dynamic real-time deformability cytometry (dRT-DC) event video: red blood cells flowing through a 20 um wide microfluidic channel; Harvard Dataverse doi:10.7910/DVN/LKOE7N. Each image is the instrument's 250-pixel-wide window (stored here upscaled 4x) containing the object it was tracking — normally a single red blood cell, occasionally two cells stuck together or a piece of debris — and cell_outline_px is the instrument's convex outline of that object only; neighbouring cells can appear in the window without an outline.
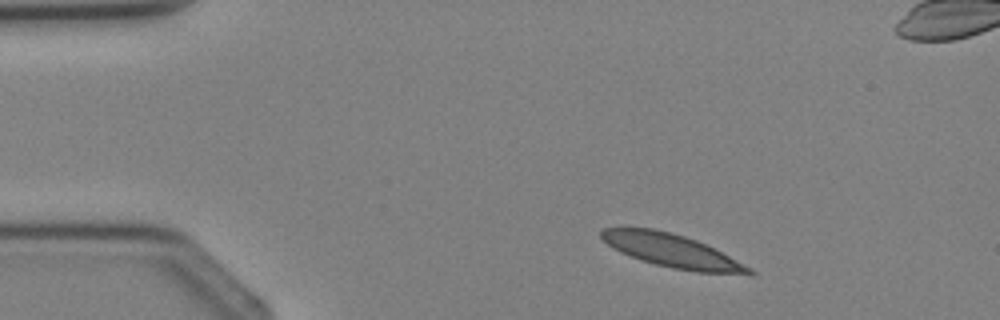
{"species": "Egyptian fruit bat (a non-hibernating species)", "species_latin": "Rousettus aegyptiacus", "temperature_condition": "cold", "stored_images_in_passage": 3, "camera_frame_rate_fps": 3000, "um_per_image_px": 0.085, "animal": {"sex": "female"}, "frame": {"image": 1, "passage_image": 3, "time_ms": 2.333, "image_size_px": [1000, 320], "cell_outline_px": [[756, 272], [752, 276], [696, 272], [672, 268], [640, 260], [620, 252], [612, 248], [600, 236], [600, 232], [604, 228], [652, 228], [684, 236], [696, 240], [752, 268]], "centroid_in_image_um": [57.16, 21.35], "position_along_channel_um": 27.8, "area_um2": 28.5}}